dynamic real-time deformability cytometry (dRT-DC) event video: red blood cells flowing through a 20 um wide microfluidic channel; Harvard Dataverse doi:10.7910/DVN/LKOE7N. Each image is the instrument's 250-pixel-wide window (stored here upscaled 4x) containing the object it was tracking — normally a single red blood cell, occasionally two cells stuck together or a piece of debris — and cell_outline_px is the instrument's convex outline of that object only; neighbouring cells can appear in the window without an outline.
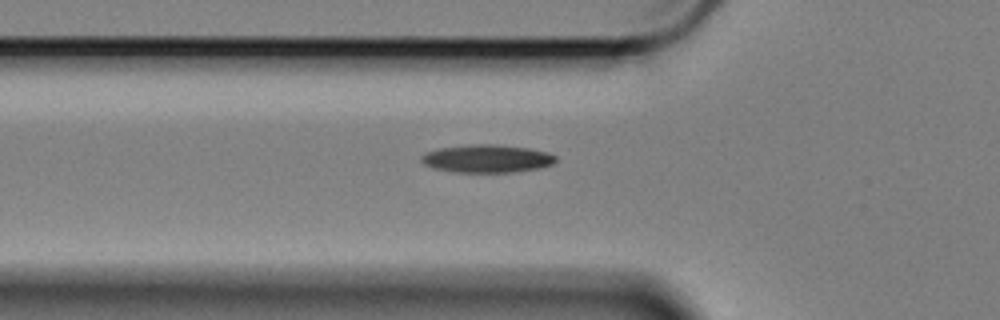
{"species": "Egyptian fruit bat (a non-hibernating species)", "species_latin": "Rousettus aegyptiacus", "temperature_condition": "cold", "stored_images_in_passage": 34, "camera_frame_rate_fps": 3000, "um_per_image_px": 0.085, "animal": {"sex": "female"}, "frame": {"image": 1, "passage_image": 2, "time_ms": 0.333, "image_size_px": [1000, 320], "cell_outline_px": [[556, 160], [552, 164], [536, 168], [516, 172], [452, 172], [432, 168], [424, 164], [420, 160], [420, 156], [424, 152], [440, 148], [472, 144], [496, 144], [528, 148], [548, 152], [556, 156]], "centroid_in_image_um": [41.34, 13.48], "position_along_channel_um": 84.5, "area_um2": 21.96}}
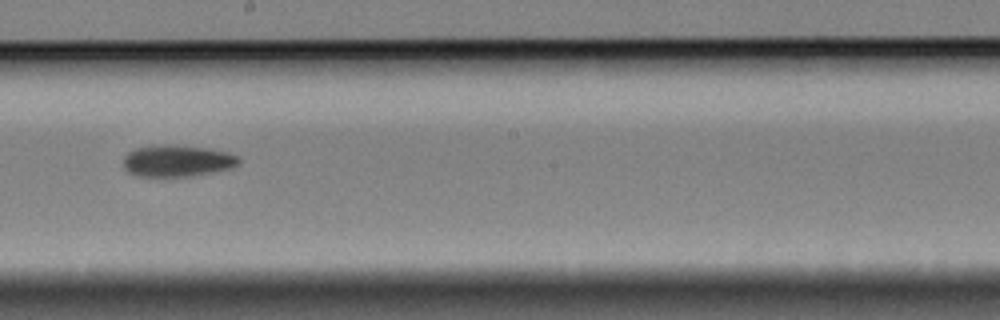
{"frame": {"image": 2, "passage_image": 15, "time_ms": 4.667, "image_size_px": [1000, 320], "cell_outline_px": [[240, 164], [232, 168], [192, 176], [140, 176], [128, 172], [124, 168], [124, 156], [128, 152], [136, 148], [156, 144], [160, 144], [204, 148], [228, 152], [236, 156], [240, 160]], "centroid_in_image_um": [15.05, 13.67], "position_along_channel_um": 233.1, "area_um2": 21.15}}
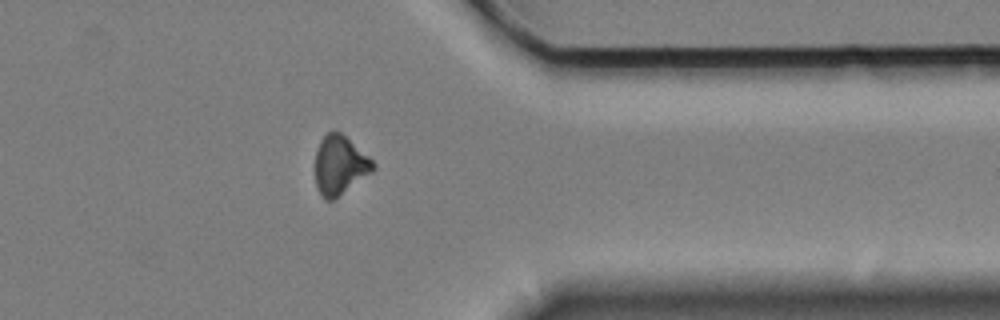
{"frame": {"image": 3, "passage_image": 29, "time_ms": 9.333, "image_size_px": [1000, 320], "cell_outline_px": [[376, 168], [372, 172], [332, 200], [324, 200], [316, 188], [316, 148], [320, 140], [332, 128], [340, 132], [368, 156], [376, 164]], "centroid_in_image_um": [28.87, 14.02], "position_along_channel_um": 382.5, "area_um2": 19.77}}